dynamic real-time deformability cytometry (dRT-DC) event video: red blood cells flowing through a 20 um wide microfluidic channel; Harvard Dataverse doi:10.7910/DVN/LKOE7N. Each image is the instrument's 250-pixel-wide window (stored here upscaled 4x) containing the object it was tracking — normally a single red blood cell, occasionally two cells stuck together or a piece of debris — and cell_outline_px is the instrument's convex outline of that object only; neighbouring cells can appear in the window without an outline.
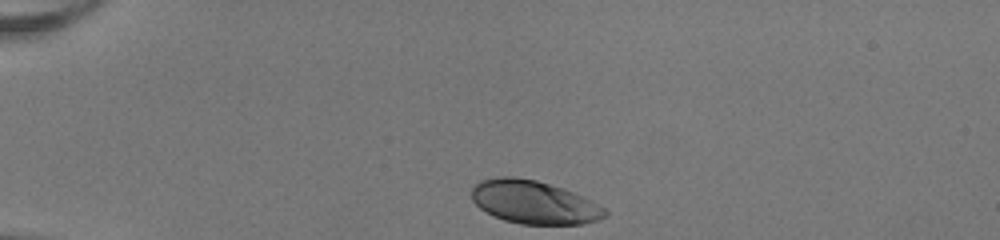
{"species": "human", "species_latin": "Homo sapiens", "temperature_condition": "room temperature", "stored_images_in_passage": 33, "camera_frame_rate_fps": 3000, "um_per_image_px": 0.085, "donor": {"sex": "female"}, "frame": {"image": 1, "passage_image": 1, "time_ms": 0.0, "image_size_px": [1000, 240], "cell_outline_px": [[608, 212], [600, 220], [584, 224], [520, 224], [504, 220], [480, 208], [472, 200], [472, 188], [480, 180], [500, 176], [516, 176], [536, 180], [564, 188], [584, 196], [592, 200], [604, 208]], "centroid_in_image_um": [45.41, 17.18], "position_along_channel_um": 39.6, "area_um2": 33.7}}
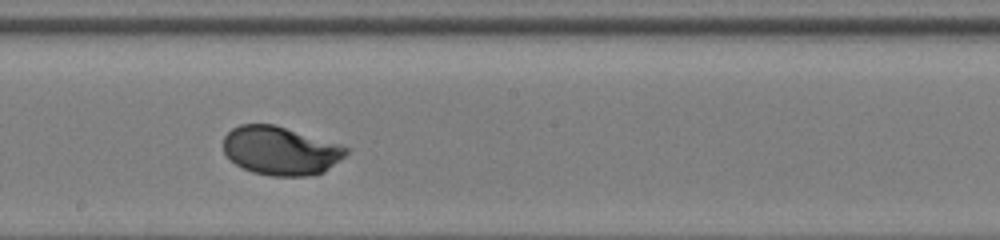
{"frame": {"image": 2, "passage_image": 19, "time_ms": 6.0, "image_size_px": [1000, 240], "cell_outline_px": [[348, 152], [344, 156], [324, 172], [308, 176], [272, 176], [252, 172], [236, 164], [224, 152], [224, 136], [232, 128], [240, 124], [272, 124], [340, 144], [348, 148]], "centroid_in_image_um": [23.84, 12.81], "position_along_channel_um": 224.4, "area_um2": 34.45}}
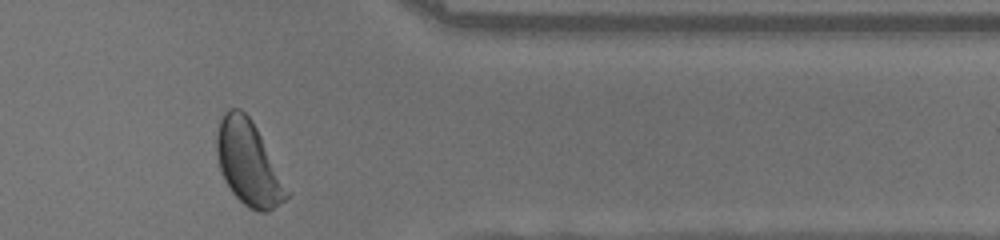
{"frame": {"image": 3, "passage_image": 32, "time_ms": 10.333, "image_size_px": [1000, 240], "cell_outline_px": [[292, 192], [284, 200], [268, 212], [260, 212], [248, 208], [232, 192], [224, 180], [216, 156], [216, 136], [220, 120], [224, 112], [228, 108], [240, 108], [248, 116], [256, 128]], "centroid_in_image_um": [21.13, 13.88], "position_along_channel_um": 390.3, "area_um2": 34.45}, "authors_computed_cell_mechanics": {"area_um2": 34.2754, "velocity_mm_per_s": 4.0144, "shape_relaxation_time_tau1_ms": 2.3115, "shape_relaxation_time_tau2_ms": null, "deformation_change_tau1": 0.1498, "deformation_change_tau2": null}}